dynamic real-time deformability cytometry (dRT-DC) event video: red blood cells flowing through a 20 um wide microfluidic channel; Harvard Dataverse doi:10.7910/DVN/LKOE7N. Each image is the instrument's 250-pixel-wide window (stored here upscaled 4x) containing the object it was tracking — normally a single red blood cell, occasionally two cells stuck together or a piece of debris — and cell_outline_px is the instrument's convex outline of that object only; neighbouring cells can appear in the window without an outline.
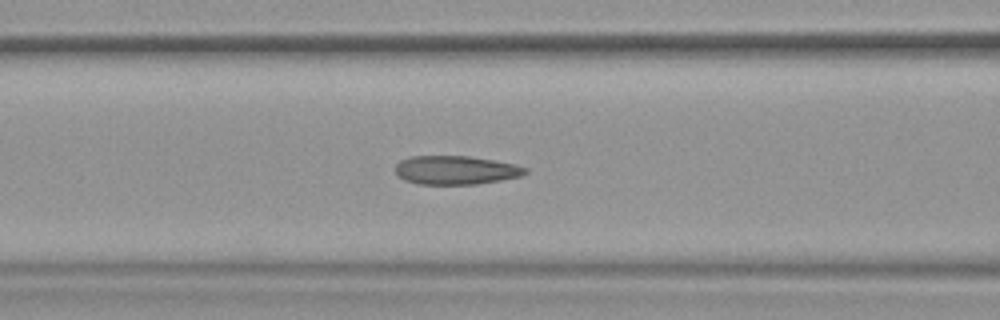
{"species": "common noctule bat (a hibernating species)", "species_latin": "Nyctalus noctula", "temperature_condition": "warm", "stored_images_in_passage": 37, "camera_frame_rate_fps": 3000, "um_per_image_px": 0.085, "animal": {"sex": "female", "body_mass_g": 19.9}, "frame": {"image": 1, "passage_image": 6, "time_ms": 1.667, "image_size_px": [1000, 320], "cell_outline_px": [[528, 172], [520, 176], [500, 180], [476, 184], [420, 184], [404, 180], [396, 176], [396, 164], [400, 160], [412, 156], [472, 156], [516, 164], [528, 168]], "centroid_in_image_um": [38.74, 14.45], "position_along_channel_um": 127.9, "area_um2": 21.85}, "authors_computed_cell_mechanics": {"area_um2": 21.9062, "velocity_mm_per_s": 3.8005, "shape_relaxation_time_tau1_ms": 9.6381, "shape_relaxation_time_tau2_ms": 1.2799, "deformation_change_tau1": 0.2175, "deformation_change_tau2": 0.0875}}